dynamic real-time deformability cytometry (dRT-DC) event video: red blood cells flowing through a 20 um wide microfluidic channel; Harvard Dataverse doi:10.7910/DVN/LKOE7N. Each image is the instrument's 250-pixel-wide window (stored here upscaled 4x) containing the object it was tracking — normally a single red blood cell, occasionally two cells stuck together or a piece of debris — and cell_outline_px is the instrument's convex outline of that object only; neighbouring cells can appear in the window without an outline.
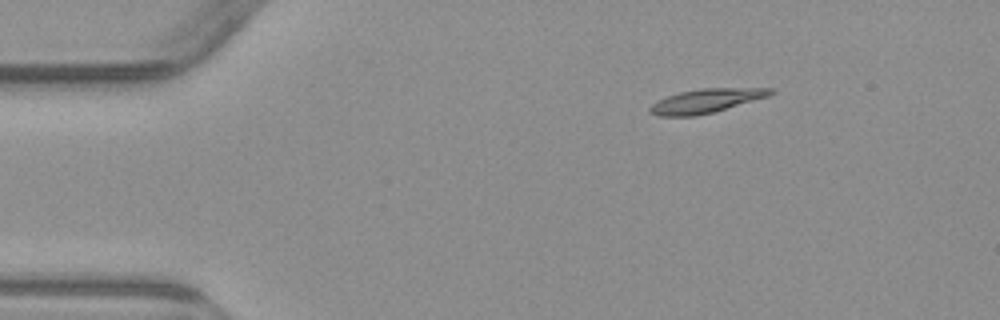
{"species": "common noctule bat (a hibernating species)", "species_latin": "Nyctalus noctula", "temperature_condition": "warm", "stored_images_in_passage": 3, "camera_frame_rate_fps": 3000, "um_per_image_px": 0.085, "animal": {"sex": "male", "body_mass_g": 23.1, "forearm_length_mm": 52.7}, "frame": {"image": 1, "passage_image": 1, "time_ms": 0.0, "image_size_px": [1000, 320], "cell_outline_px": [[776, 92], [768, 96], [712, 112], [696, 116], [656, 116], [648, 112], [648, 108], [656, 100], [680, 92], [700, 88], [776, 88]], "centroid_in_image_um": [59.98, 8.57], "position_along_channel_um": 25.0, "area_um2": 16.82}}